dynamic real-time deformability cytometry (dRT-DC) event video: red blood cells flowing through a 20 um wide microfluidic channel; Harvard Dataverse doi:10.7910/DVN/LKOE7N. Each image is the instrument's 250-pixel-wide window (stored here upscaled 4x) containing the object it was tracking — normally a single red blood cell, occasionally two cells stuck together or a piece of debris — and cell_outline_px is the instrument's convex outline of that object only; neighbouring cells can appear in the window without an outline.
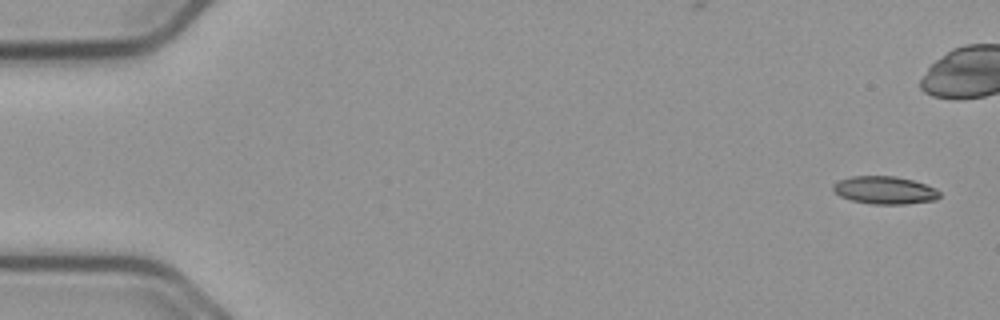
{"species": "common noctule bat (a hibernating species)", "species_latin": "Nyctalus noctula", "temperature_condition": "cold", "stored_images_in_passage": 13, "camera_frame_rate_fps": 3000, "um_per_image_px": 0.085, "animal": {"sex": "male", "body_mass_g": 23.1, "forearm_length_mm": 52.7}, "frame": {"image": 1, "passage_image": 1, "time_ms": 0.0, "image_size_px": [1000, 320], "cell_outline_px": [[940, 196], [936, 200], [904, 204], [872, 204], [852, 200], [840, 196], [832, 188], [832, 184], [840, 180], [852, 176], [896, 176], [912, 180], [936, 188], [940, 192]], "centroid_in_image_um": [75.21, 16.16], "position_along_channel_um": 9.8, "area_um2": 17.17}}